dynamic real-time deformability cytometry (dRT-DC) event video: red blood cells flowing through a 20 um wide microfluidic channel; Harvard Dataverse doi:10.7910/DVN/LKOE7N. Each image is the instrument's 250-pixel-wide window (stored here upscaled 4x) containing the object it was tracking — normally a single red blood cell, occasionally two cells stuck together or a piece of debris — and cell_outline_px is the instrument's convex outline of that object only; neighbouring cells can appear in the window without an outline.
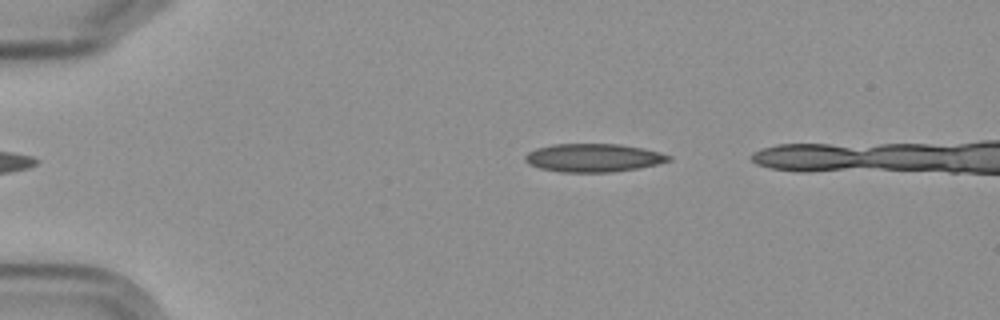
{"species": "Egyptian fruit bat (a non-hibernating species)", "species_latin": "Rousettus aegyptiacus", "temperature_condition": "cold", "stored_images_in_passage": 5, "camera_frame_rate_fps": 3000, "um_per_image_px": 0.085, "frame": {"image": 1, "passage_image": 3, "time_ms": 2.333, "image_size_px": [1000, 320], "cell_outline_px": [[672, 160], [640, 168], [612, 172], [560, 172], [540, 168], [528, 164], [524, 160], [524, 156], [528, 152], [536, 148], [552, 144], [620, 144], [660, 152], [672, 156]], "centroid_in_image_um": [50.42, 13.41], "position_along_channel_um": 34.6, "area_um2": 23.7}}